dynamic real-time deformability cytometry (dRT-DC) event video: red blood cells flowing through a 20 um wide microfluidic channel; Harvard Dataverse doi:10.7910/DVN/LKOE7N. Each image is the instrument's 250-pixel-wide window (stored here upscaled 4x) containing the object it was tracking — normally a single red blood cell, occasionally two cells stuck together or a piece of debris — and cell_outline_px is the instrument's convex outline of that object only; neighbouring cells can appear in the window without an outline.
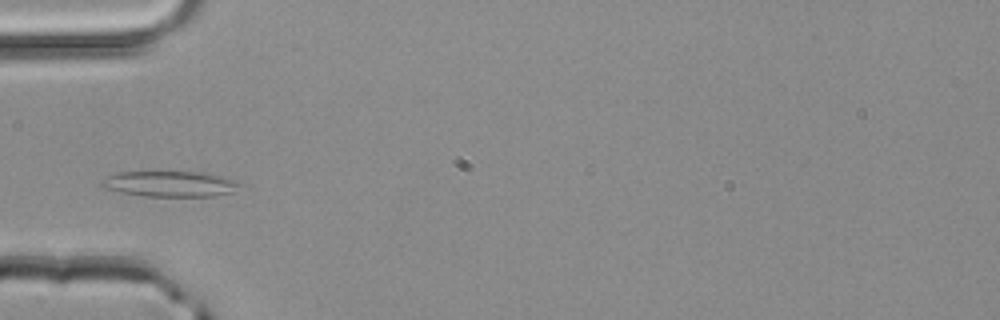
{"species": "common noctule bat (a hibernating species)", "species_latin": "Nyctalus noctula", "temperature_condition": "room temperature", "stored_images_in_passage": 3, "camera_frame_rate_fps": 3000, "um_per_image_px": 0.085, "animal": {"sex": "male", "body_mass_g": 20.4}, "frame": {"image": 1, "passage_image": 3, "time_ms": 0.667, "image_size_px": [1000, 320], "cell_outline_px": [[240, 184], [232, 192], [216, 196], [144, 196], [120, 192], [100, 188], [100, 180], [108, 176], [120, 172], [204, 172], [240, 180]], "centroid_in_image_um": [14.44, 15.63], "position_along_channel_um": 70.6, "area_um2": 20.81}}